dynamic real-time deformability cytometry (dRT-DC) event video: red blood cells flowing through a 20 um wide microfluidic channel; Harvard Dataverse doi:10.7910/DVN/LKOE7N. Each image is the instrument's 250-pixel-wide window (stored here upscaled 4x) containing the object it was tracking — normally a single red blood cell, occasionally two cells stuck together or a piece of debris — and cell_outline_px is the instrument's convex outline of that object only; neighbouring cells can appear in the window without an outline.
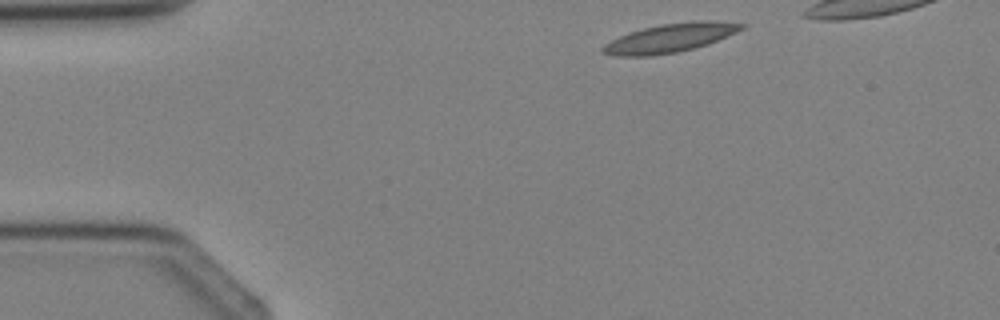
{"species": "Egyptian fruit bat (a non-hibernating species)", "species_latin": "Rousettus aegyptiacus", "temperature_condition": "cold", "stored_images_in_passage": 3, "camera_frame_rate_fps": 3000, "um_per_image_px": 0.085, "animal": {"sex": "female"}, "frame": {"image": 1, "passage_image": 1, "time_ms": 0.0, "image_size_px": [1000, 320], "cell_outline_px": [[744, 28], [736, 32], [708, 44], [676, 52], [648, 56], [612, 56], [600, 52], [600, 48], [604, 44], [628, 32], [660, 24], [692, 20], [708, 20], [744, 24]], "centroid_in_image_um": [56.9, 3.22], "position_along_channel_um": 28.1, "area_um2": 23.18}}